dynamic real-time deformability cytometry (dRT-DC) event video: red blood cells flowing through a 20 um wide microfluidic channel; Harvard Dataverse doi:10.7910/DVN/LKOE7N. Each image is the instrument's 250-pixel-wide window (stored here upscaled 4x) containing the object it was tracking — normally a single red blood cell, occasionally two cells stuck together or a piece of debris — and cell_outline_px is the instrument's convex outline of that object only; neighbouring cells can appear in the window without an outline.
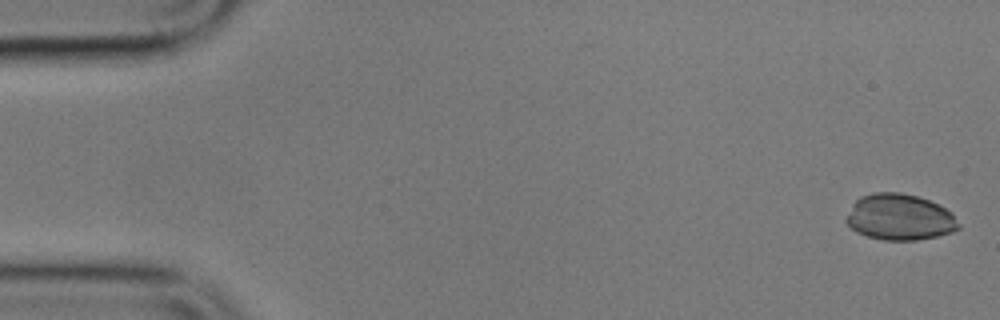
{"species": "common noctule bat (a hibernating species)", "species_latin": "Nyctalus noctula", "temperature_condition": "cold", "stored_images_in_passage": 8, "camera_frame_rate_fps": 3000, "um_per_image_px": 0.085, "animal": {"sex": "male", "body_mass_g": 17.9}, "frame": {"image": 1, "passage_image": 1, "time_ms": 0.0, "image_size_px": [1000, 320], "cell_outline_px": [[960, 228], [952, 232], [936, 236], [916, 240], [884, 240], [868, 236], [856, 232], [844, 220], [852, 204], [860, 196], [872, 192], [900, 192], [916, 196], [928, 200], [952, 212], [960, 224]], "centroid_in_image_um": [76.45, 18.45], "position_along_channel_um": 8.5, "area_um2": 30.23}}
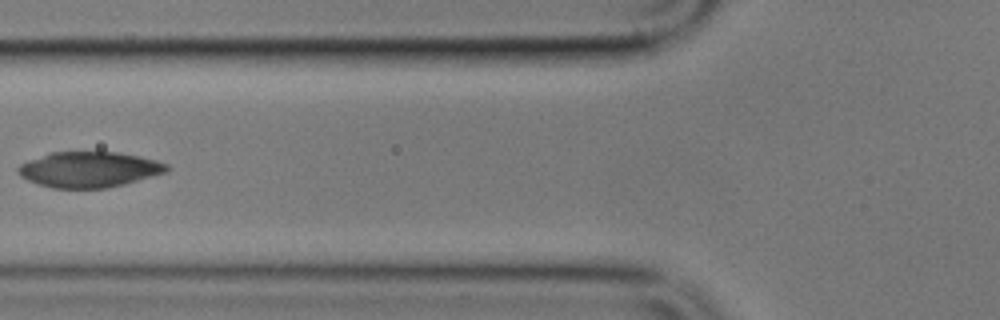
{"frame": {"image": 2, "passage_image": 7, "time_ms": 7.0, "image_size_px": [1000, 320], "cell_outline_px": [[172, 168], [168, 172], [124, 184], [108, 188], [52, 188], [28, 180], [20, 176], [16, 172], [16, 168], [20, 164], [28, 160], [52, 152], [116, 152], [140, 156], [156, 160], [168, 164]], "centroid_in_image_um": [7.6, 14.41], "position_along_channel_um": 118.2, "area_um2": 30.98}}
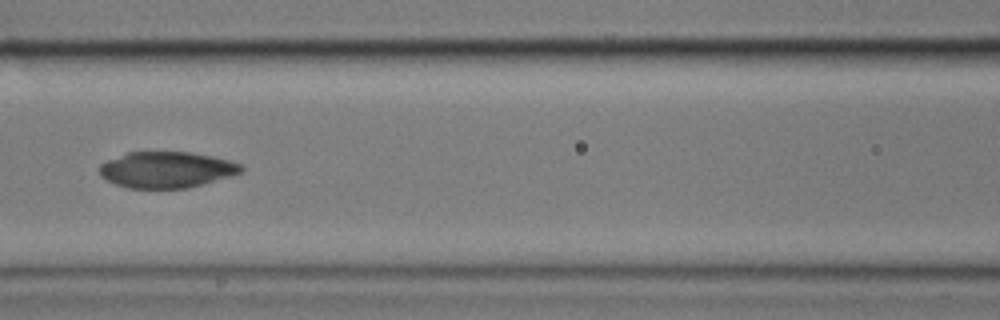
{"frame": {"image": 3, "passage_image": 8, "time_ms": 8.0, "image_size_px": [1000, 320], "cell_outline_px": [[244, 168], [240, 172], [232, 176], [188, 188], [128, 188], [116, 184], [100, 176], [100, 164], [108, 160], [128, 152], [188, 152], [212, 156], [244, 164]], "centroid_in_image_um": [14.18, 14.43], "position_along_channel_um": 152.4, "area_um2": 29.77}}